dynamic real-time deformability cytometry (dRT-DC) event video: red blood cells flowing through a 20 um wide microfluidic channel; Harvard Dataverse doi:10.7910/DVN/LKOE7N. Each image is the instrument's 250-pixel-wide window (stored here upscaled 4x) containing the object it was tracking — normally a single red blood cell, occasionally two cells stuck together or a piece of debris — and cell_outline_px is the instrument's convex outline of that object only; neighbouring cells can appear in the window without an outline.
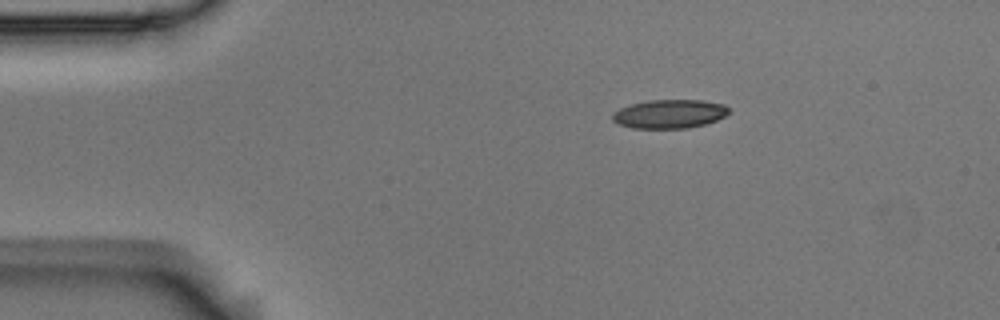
{"species": "Egyptian fruit bat (a non-hibernating species)", "species_latin": "Rousettus aegyptiacus", "temperature_condition": "room temperature", "stored_images_in_passage": 3, "camera_frame_rate_fps": 3000, "um_per_image_px": 0.085, "animal": {"sex": "male"}, "frame": {"image": 1, "passage_image": 1, "time_ms": 0.0, "image_size_px": [1000, 320], "cell_outline_px": [[728, 112], [724, 116], [716, 120], [704, 124], [688, 128], [632, 128], [616, 124], [612, 120], [612, 112], [620, 108], [632, 104], [648, 100], [700, 100], [724, 104], [728, 108]], "centroid_in_image_um": [56.85, 9.68], "position_along_channel_um": 28.1, "area_um2": 19.48}}
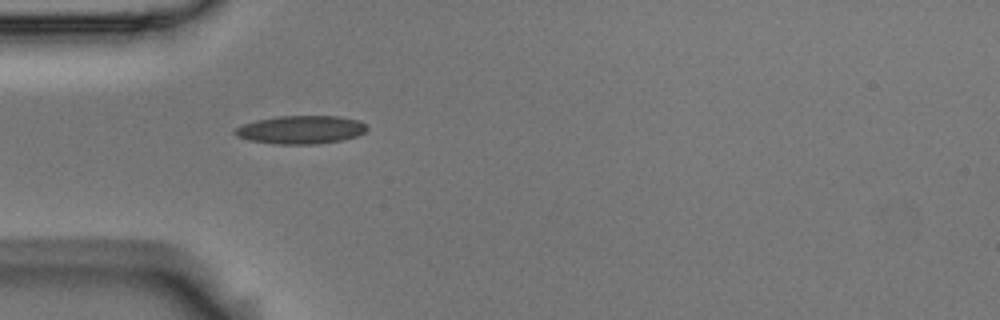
{"frame": {"image": 2, "passage_image": 3, "time_ms": 0.667, "image_size_px": [1000, 320], "cell_outline_px": [[368, 128], [364, 132], [356, 136], [340, 140], [316, 144], [272, 144], [248, 140], [236, 136], [232, 132], [236, 128], [244, 124], [256, 120], [276, 116], [336, 116], [360, 120]], "centroid_in_image_um": [25.54, 11.02], "position_along_channel_um": 59.5, "area_um2": 21.73}}